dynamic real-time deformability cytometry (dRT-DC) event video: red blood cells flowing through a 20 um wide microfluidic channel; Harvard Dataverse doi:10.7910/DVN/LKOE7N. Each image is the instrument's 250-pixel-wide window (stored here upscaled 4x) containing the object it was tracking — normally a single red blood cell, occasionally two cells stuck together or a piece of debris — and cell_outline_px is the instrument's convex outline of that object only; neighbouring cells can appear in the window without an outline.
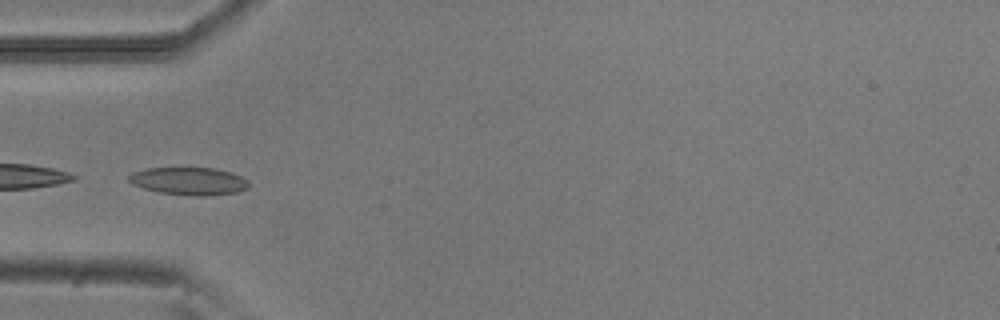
{"species": "common noctule bat (a hibernating species)", "species_latin": "Nyctalus noctula", "temperature_condition": "room temperature", "stored_images_in_passage": 49, "camera_frame_rate_fps": 3000, "um_per_image_px": 0.085, "animal": {"sex": "male", "body_mass_g": 20.5, "forearm_length_mm": 52.5}, "frame": {"image": 1, "passage_image": 14, "time_ms": 4.333, "image_size_px": [1000, 320], "cell_outline_px": [[248, 188], [236, 192], [204, 196], [196, 196], [160, 192], [144, 188], [132, 184], [128, 180], [128, 176], [132, 172], [148, 168], [216, 168], [232, 172], [248, 180]], "centroid_in_image_um": [16.06, 15.38], "position_along_channel_um": 68.9, "area_um2": 19.25}}